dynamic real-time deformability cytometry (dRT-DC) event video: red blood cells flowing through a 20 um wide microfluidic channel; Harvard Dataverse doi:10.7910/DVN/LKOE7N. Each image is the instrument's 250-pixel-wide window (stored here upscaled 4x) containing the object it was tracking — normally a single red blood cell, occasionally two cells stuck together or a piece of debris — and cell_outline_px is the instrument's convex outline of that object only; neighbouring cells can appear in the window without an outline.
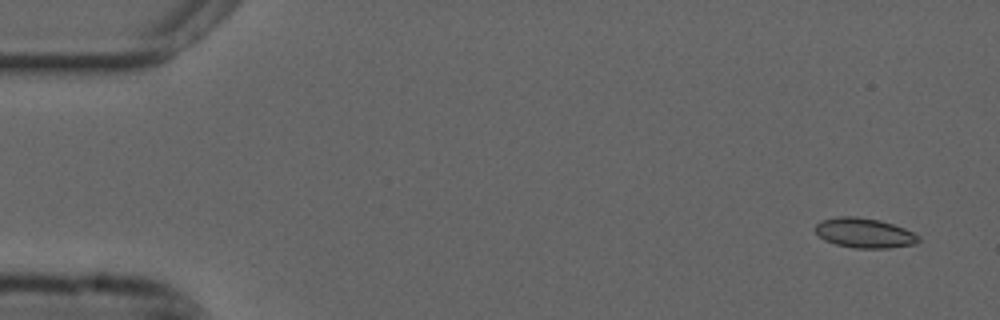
{"species": "common noctule bat (a hibernating species)", "species_latin": "Nyctalus noctula", "temperature_condition": "cold", "stored_images_in_passage": 54, "camera_frame_rate_fps": 3000, "um_per_image_px": 0.085, "animal": {"sex": "male", "forearm_length_mm": 52.5}, "frame": {"image": 1, "passage_image": 2, "time_ms": 0.333, "image_size_px": [1000, 320], "cell_outline_px": [[920, 240], [916, 244], [888, 248], [856, 248], [836, 244], [824, 240], [812, 228], [820, 220], [836, 216], [856, 216], [880, 220], [904, 228], [920, 236]], "centroid_in_image_um": [73.45, 19.79], "position_along_channel_um": 11.6, "area_um2": 18.09}}
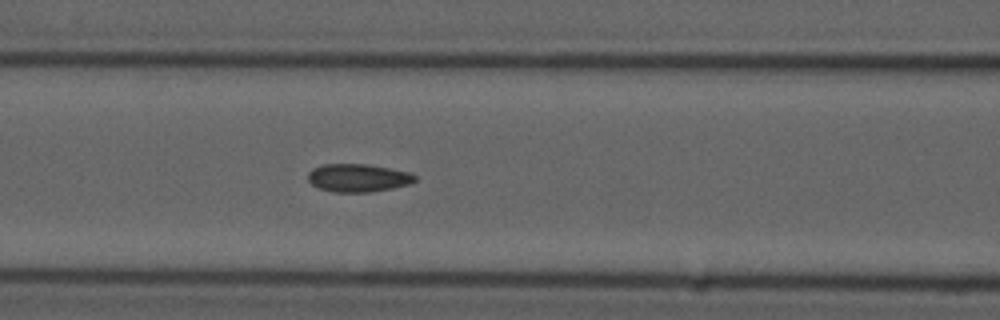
{"frame": {"image": 2, "passage_image": 22, "time_ms": 7.0, "image_size_px": [1000, 320], "cell_outline_px": [[416, 180], [408, 184], [392, 188], [372, 192], [332, 192], [320, 188], [312, 184], [308, 180], [308, 172], [312, 168], [324, 164], [368, 164], [408, 172], [416, 176]], "centroid_in_image_um": [30.4, 15.12], "position_along_channel_um": 136.2, "area_um2": 17.4}}
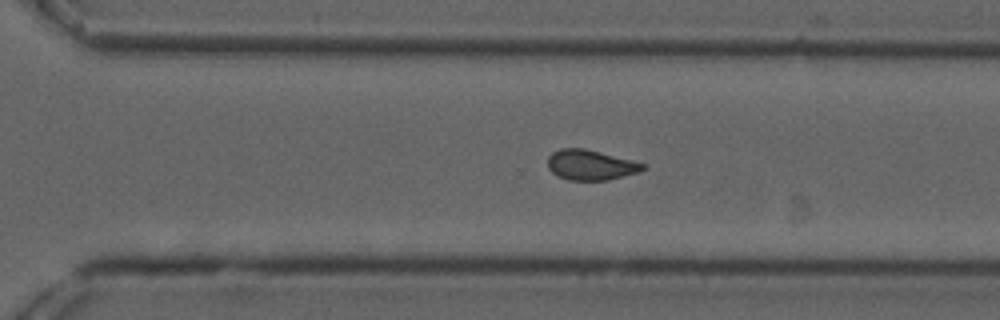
{"frame": {"image": 3, "passage_image": 37, "time_ms": 12.0, "image_size_px": [1000, 320], "cell_outline_px": [[648, 168], [640, 172], [608, 180], [568, 180], [556, 176], [548, 168], [548, 156], [552, 152], [560, 148], [584, 148], [632, 160], [644, 164]], "centroid_in_image_um": [50.2, 14.02], "position_along_channel_um": 320.4, "area_um2": 16.88}, "authors_computed_cell_mechanics": {"area_um2": 17.2533, "velocity_mm_per_s": 3.6998, "shape_relaxation_time_tau1_ms": null, "shape_relaxation_time_tau2_ms": 2.1493, "deformation_change_tau1": null, "deformation_change_tau2": 0.0693}}